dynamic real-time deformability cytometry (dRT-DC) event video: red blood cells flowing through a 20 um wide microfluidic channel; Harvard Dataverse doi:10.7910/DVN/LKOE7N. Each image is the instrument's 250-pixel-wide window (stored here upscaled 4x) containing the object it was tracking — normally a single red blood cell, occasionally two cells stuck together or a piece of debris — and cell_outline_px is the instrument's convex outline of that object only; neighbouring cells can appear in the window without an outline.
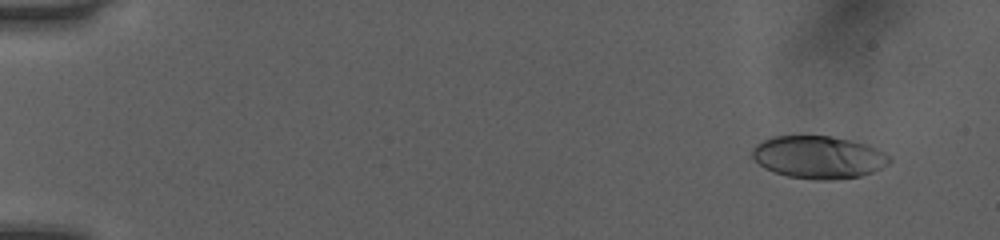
{"species": "human", "species_latin": "Homo sapiens", "temperature_condition": "room temperature", "stored_images_in_passage": 51, "camera_frame_rate_fps": 3000, "um_per_image_px": 0.085, "donor": {"sex": "female"}, "frame": {"image": 1, "passage_image": 4, "time_ms": 1.0, "image_size_px": [1000, 240], "cell_outline_px": [[892, 160], [888, 164], [872, 172], [860, 176], [832, 180], [816, 180], [788, 176], [764, 168], [752, 156], [752, 148], [756, 144], [772, 136], [832, 136], [868, 144], [876, 148], [888, 156]], "centroid_in_image_um": [69.57, 13.36], "position_along_channel_um": 15.4, "area_um2": 33.93}}
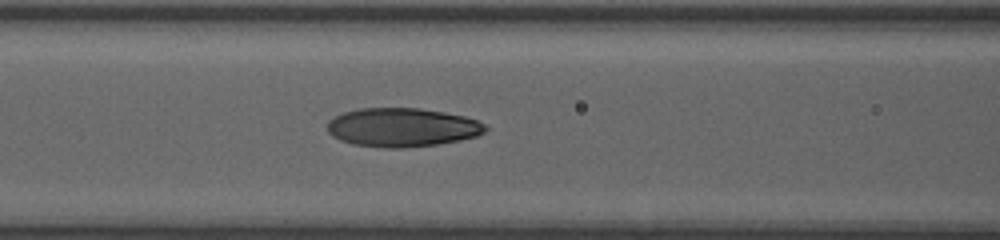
{"frame": {"image": 2, "passage_image": 23, "time_ms": 7.333, "image_size_px": [1000, 240], "cell_outline_px": [[488, 128], [484, 132], [476, 136], [460, 140], [436, 144], [404, 148], [384, 148], [352, 144], [340, 140], [332, 136], [328, 132], [328, 120], [344, 112], [360, 108], [420, 108], [444, 112], [464, 116], [476, 120], [484, 124]], "centroid_in_image_um": [34.17, 10.83], "position_along_channel_um": 132.4, "area_um2": 35.72}}
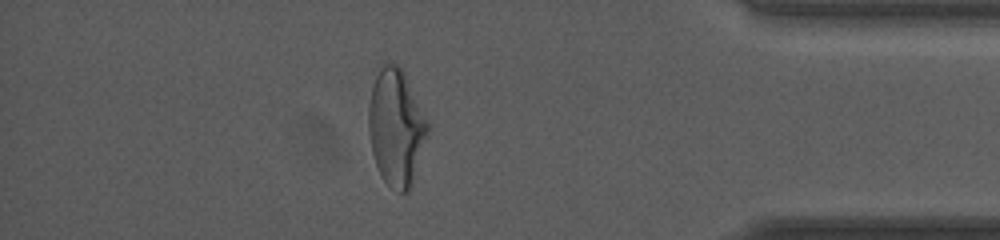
{"frame": {"image": 3, "passage_image": 45, "time_ms": 14.667, "image_size_px": [1000, 240], "cell_outline_px": [[428, 132], [412, 184], [408, 192], [400, 192], [388, 184], [384, 180], [376, 164], [372, 152], [368, 132], [368, 104], [372, 84], [380, 60], [384, 60], [396, 64], [404, 72], [428, 120]], "centroid_in_image_um": [33.64, 10.74], "position_along_channel_um": 401.6, "area_um2": 40.4}, "authors_computed_cell_mechanics": {"area_um2": 35.4314, "velocity_mm_per_s": 4.0709, "shape_relaxation_time_tau1_ms": 4.8228, "shape_relaxation_time_tau2_ms": 1.2405, "deformation_change_tau1": 0.1787, "deformation_change_tau2": 0.0791}}